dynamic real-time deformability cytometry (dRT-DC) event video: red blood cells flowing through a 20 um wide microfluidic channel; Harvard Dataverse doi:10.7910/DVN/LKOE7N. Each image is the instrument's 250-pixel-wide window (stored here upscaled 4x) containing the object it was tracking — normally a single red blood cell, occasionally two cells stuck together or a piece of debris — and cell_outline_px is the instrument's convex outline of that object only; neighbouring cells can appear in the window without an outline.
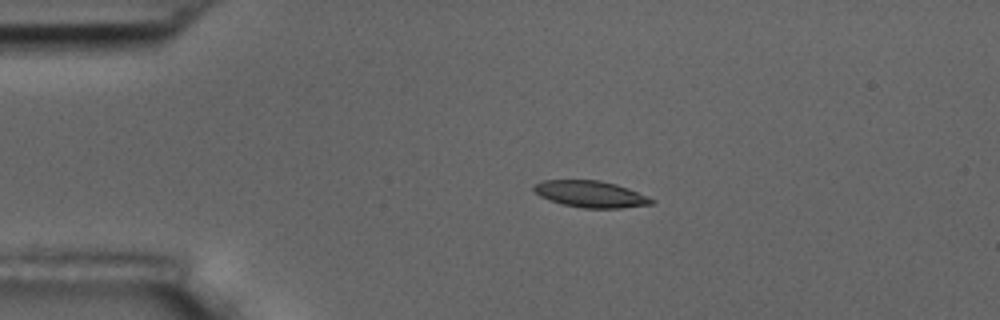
{"species": "common noctule bat (a hibernating species)", "species_latin": "Nyctalus noctula", "temperature_condition": "room temperature", "stored_images_in_passage": 4, "camera_frame_rate_fps": 3000, "um_per_image_px": 0.085, "animal": {"sex": "male", "body_mass_g": 17.5, "forearm_length_mm": 52.3}, "frame": {"image": 1, "passage_image": 3, "time_ms": 3.333, "image_size_px": [1000, 320], "cell_outline_px": [[656, 200], [652, 204], [620, 208], [584, 208], [564, 204], [540, 196], [532, 188], [532, 184], [540, 180], [600, 180], [616, 184], [628, 188]], "centroid_in_image_um": [50.19, 16.48], "position_along_channel_um": 34.8, "area_um2": 18.15}}